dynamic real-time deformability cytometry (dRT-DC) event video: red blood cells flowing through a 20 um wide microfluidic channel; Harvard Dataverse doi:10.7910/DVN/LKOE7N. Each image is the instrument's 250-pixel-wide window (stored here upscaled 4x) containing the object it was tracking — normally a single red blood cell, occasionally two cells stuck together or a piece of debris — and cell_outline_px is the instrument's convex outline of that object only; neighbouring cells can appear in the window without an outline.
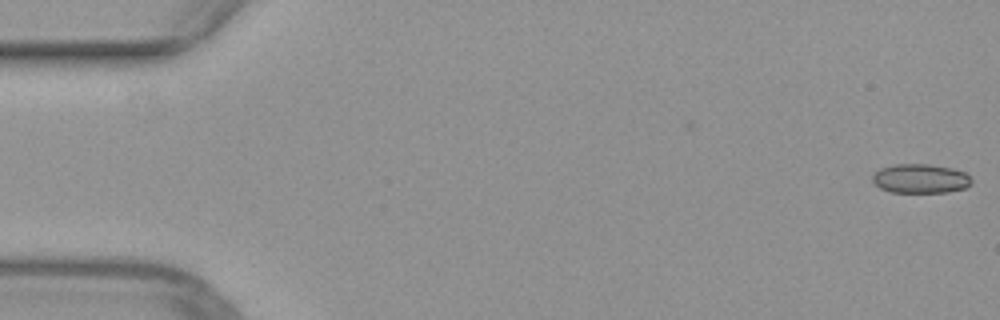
{"species": "common noctule bat (a hibernating species)", "species_latin": "Nyctalus noctula", "temperature_condition": "warm", "stored_images_in_passage": 51, "camera_frame_rate_fps": 3000, "um_per_image_px": 0.085, "animal": {"sex": "female", "body_mass_g": 29.2, "forearm_length_mm": 56.3}, "frame": {"image": 1, "passage_image": 1, "time_ms": 0.0, "image_size_px": [1000, 320], "cell_outline_px": [[972, 184], [964, 188], [948, 192], [892, 192], [880, 188], [872, 180], [872, 172], [880, 168], [896, 164], [928, 164], [952, 168], [964, 172], [972, 180]], "centroid_in_image_um": [78.22, 15.17], "position_along_channel_um": 6.8, "area_um2": 16.88}}
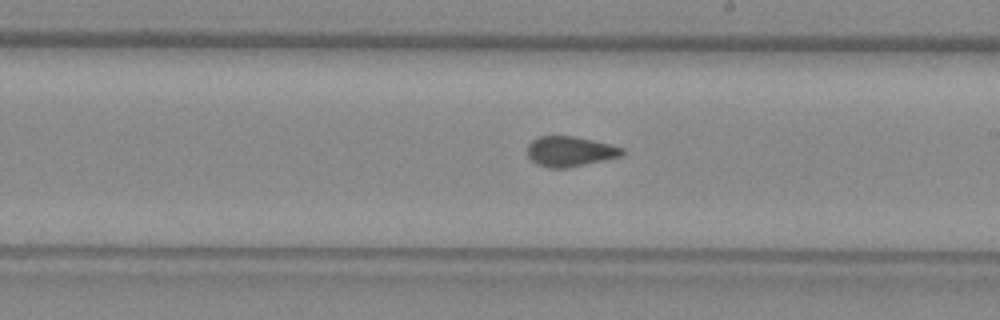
{"frame": {"image": 2, "passage_image": 29, "time_ms": 9.333, "image_size_px": [1000, 320], "cell_outline_px": [[624, 156], [568, 168], [548, 168], [536, 164], [528, 156], [528, 144], [532, 140], [540, 136], [572, 136], [592, 140], [624, 148]], "centroid_in_image_um": [48.46, 12.88], "position_along_channel_um": 240.5, "area_um2": 16.7}}
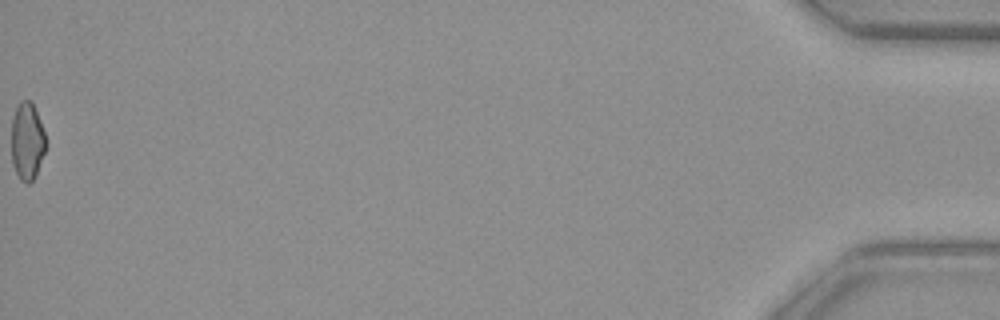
{"frame": {"image": 3, "passage_image": 51, "time_ms": 16.667, "image_size_px": [1000, 320], "cell_outline_px": [[44, 152], [36, 176], [28, 184], [20, 180], [12, 164], [12, 116], [20, 100], [32, 100], [44, 132]], "centroid_in_image_um": [2.29, 12.0], "position_along_channel_um": 432.9, "area_um2": 15.37}}